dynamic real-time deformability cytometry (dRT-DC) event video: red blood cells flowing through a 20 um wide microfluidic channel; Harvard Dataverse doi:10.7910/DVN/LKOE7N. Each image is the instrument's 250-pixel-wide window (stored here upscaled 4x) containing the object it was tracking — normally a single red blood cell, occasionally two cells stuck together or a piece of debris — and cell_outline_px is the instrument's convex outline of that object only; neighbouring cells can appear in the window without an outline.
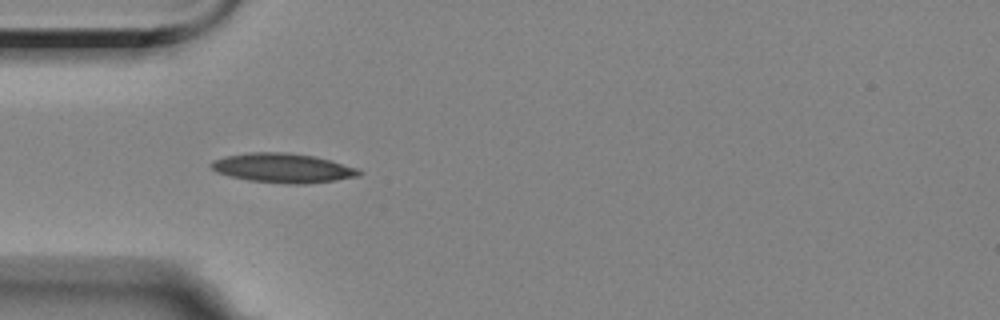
{"species": "Egyptian fruit bat (a non-hibernating species)", "species_latin": "Rousettus aegyptiacus", "temperature_condition": "room temperature", "stored_images_in_passage": 2, "camera_frame_rate_fps": 3000, "um_per_image_px": 0.085, "animal": {"sex": "female"}, "frame": {"image": 1, "passage_image": 1, "time_ms": 0.0, "image_size_px": [1000, 320], "cell_outline_px": [[364, 172], [360, 176], [336, 180], [308, 184], [288, 184], [248, 180], [228, 176], [216, 172], [208, 164], [212, 160], [224, 156], [248, 152], [288, 152], [316, 156], [360, 168]], "centroid_in_image_um": [24.07, 14.28], "position_along_channel_um": 60.9, "area_um2": 25.84}}
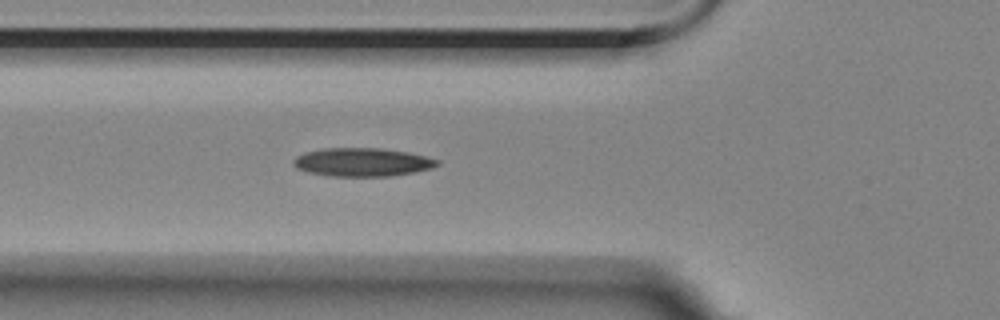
{"frame": {"image": 2, "passage_image": 2, "time_ms": 1.0, "image_size_px": [1000, 320], "cell_outline_px": [[440, 164], [432, 168], [392, 176], [332, 176], [308, 172], [296, 168], [292, 164], [292, 160], [296, 156], [308, 152], [324, 148], [380, 148], [408, 152], [440, 160]], "centroid_in_image_um": [30.79, 13.78], "position_along_channel_um": 95.0, "area_um2": 23.76}}